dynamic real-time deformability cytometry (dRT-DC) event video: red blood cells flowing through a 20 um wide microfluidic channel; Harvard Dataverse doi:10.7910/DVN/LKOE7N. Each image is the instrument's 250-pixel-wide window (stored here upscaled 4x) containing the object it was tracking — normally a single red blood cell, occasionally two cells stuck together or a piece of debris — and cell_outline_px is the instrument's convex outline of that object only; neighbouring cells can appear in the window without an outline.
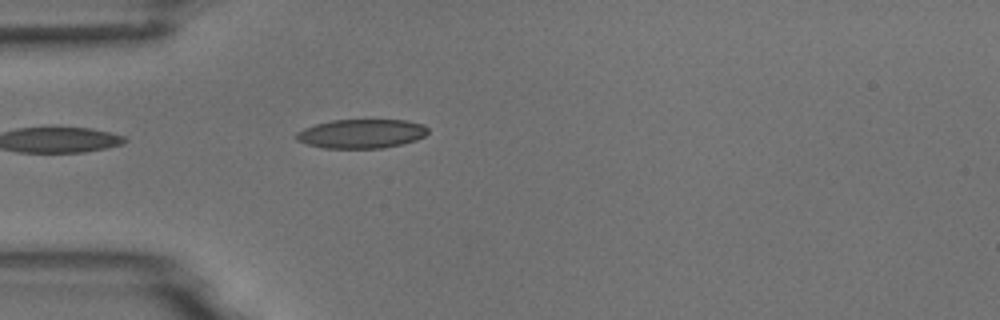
{"species": "common noctule bat (a hibernating species)", "species_latin": "Nyctalus noctula", "temperature_condition": "room temperature", "stored_images_in_passage": 5, "camera_frame_rate_fps": 3000, "um_per_image_px": 0.085, "animal": {"sex": "male", "body_mass_g": 18.8}, "frame": {"image": 1, "passage_image": 5, "time_ms": 1.333, "image_size_px": [1000, 320], "cell_outline_px": [[428, 132], [424, 136], [416, 140], [384, 148], [324, 148], [308, 144], [296, 140], [296, 132], [304, 128], [316, 124], [332, 120], [408, 120], [424, 124], [428, 128]], "centroid_in_image_um": [30.74, 11.36], "position_along_channel_um": 54.3, "area_um2": 22.31}}